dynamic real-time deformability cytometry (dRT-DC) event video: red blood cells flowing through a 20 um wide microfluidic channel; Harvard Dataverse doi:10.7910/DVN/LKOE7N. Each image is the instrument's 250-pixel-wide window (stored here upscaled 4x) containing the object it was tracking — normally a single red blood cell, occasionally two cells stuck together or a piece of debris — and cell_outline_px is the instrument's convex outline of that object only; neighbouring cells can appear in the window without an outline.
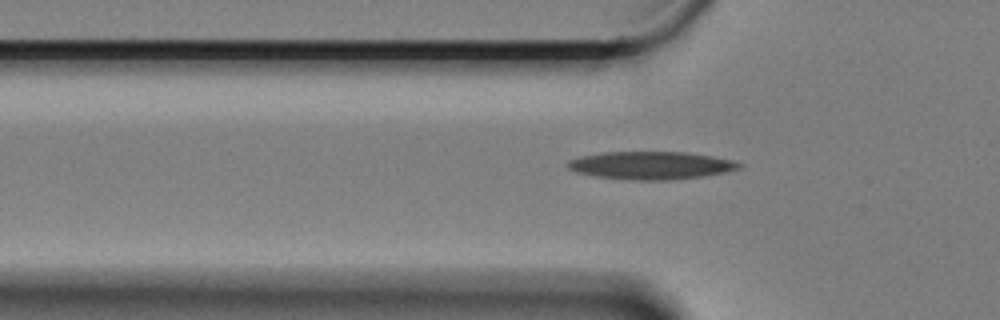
{"species": "Egyptian fruit bat (a non-hibernating species)", "species_latin": "Rousettus aegyptiacus", "temperature_condition": "cold", "stored_images_in_passage": 39, "camera_frame_rate_fps": 3000, "um_per_image_px": 0.085, "animal": {"sex": "female"}, "frame": {"image": 1, "passage_image": 2, "time_ms": 0.333, "image_size_px": [1000, 320], "cell_outline_px": [[744, 164], [740, 168], [724, 172], [704, 176], [672, 180], [632, 180], [596, 176], [576, 172], [568, 168], [568, 160], [580, 156], [604, 152], [684, 152], [732, 160]], "centroid_in_image_um": [55.32, 14.06], "position_along_channel_um": 70.5, "area_um2": 27.63}}
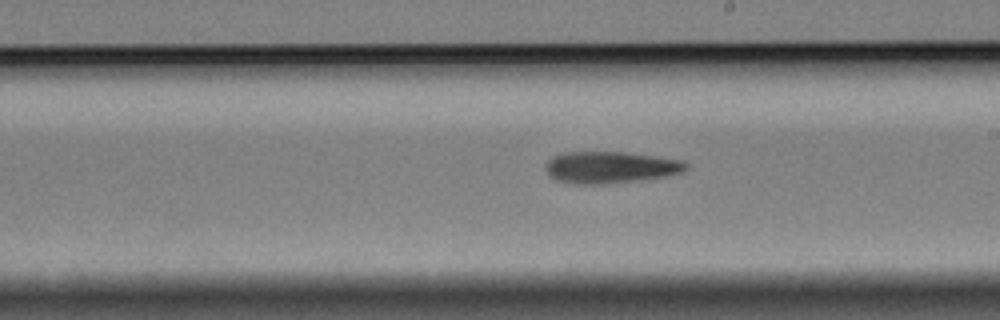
{"frame": {"image": 2, "passage_image": 17, "time_ms": 5.333, "image_size_px": [1000, 320], "cell_outline_px": [[688, 168], [684, 172], [668, 176], [640, 180], [604, 184], [572, 184], [556, 180], [548, 172], [548, 160], [552, 156], [564, 152], [624, 152], [680, 160], [688, 164]], "centroid_in_image_um": [51.91, 14.23], "position_along_channel_um": 237.1, "area_um2": 25.84}}
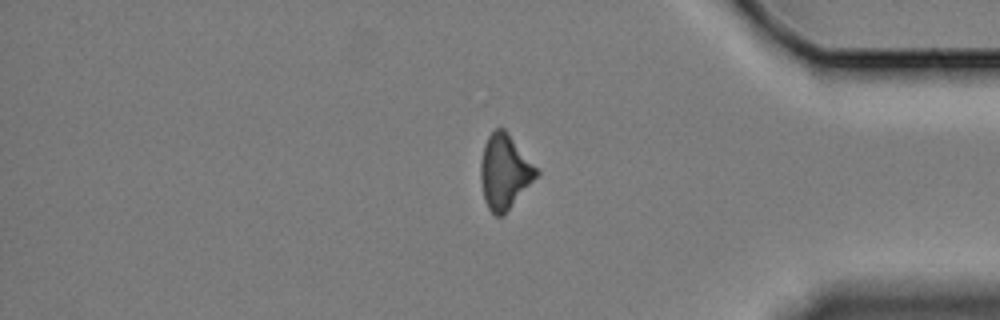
{"frame": {"image": 3, "passage_image": 33, "time_ms": 10.667, "image_size_px": [1000, 320], "cell_outline_px": [[540, 172], [504, 216], [496, 216], [488, 208], [484, 200], [480, 180], [480, 164], [484, 144], [488, 136], [496, 128], [504, 128], [508, 132]], "centroid_in_image_um": [42.87, 14.61], "position_along_channel_um": 392.3, "area_um2": 24.16}, "authors_computed_cell_mechanics": {"area_um2": 25.6054, "velocity_mm_per_s": 3.3145, "shape_relaxation_time_tau1_ms": 5.373, "shape_relaxation_time_tau2_ms": null, "deformation_change_tau1": 0.1387, "deformation_change_tau2": null}}